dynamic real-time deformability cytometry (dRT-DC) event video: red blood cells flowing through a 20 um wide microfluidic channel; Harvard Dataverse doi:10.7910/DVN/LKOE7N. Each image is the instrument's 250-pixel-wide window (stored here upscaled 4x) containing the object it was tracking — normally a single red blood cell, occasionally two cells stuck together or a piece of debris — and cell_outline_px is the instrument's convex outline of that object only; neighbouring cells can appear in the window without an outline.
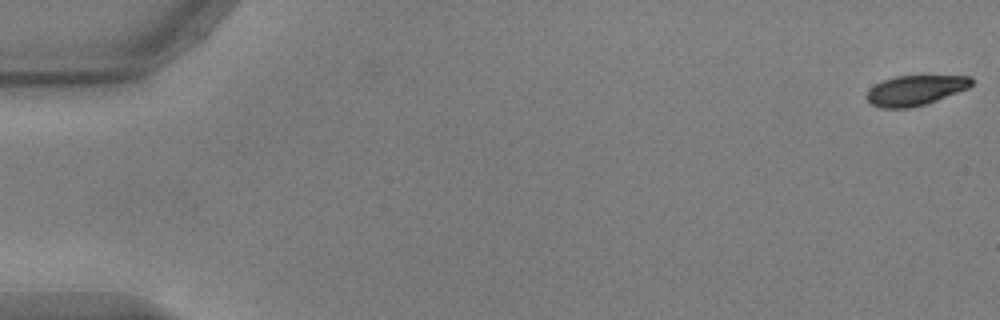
{"species": "common noctule bat (a hibernating species)", "species_latin": "Nyctalus noctula", "temperature_condition": "warm", "stored_images_in_passage": 55, "camera_frame_rate_fps": 3000, "um_per_image_px": 0.085, "animal": {"sex": "male", "body_mass_g": 17.9, "forearm_length_mm": 54.2}, "frame": {"image": 1, "passage_image": 1, "time_ms": 0.0, "image_size_px": [1000, 320], "cell_outline_px": [[972, 84], [968, 88], [936, 100], [912, 108], [880, 108], [872, 104], [868, 100], [868, 88], [884, 80], [896, 76], [972, 76]], "centroid_in_image_um": [77.79, 7.68], "position_along_channel_um": 7.2, "area_um2": 18.09}}
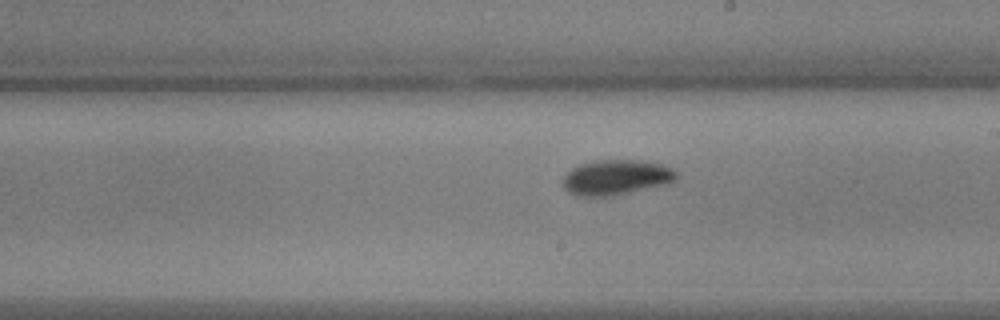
{"frame": {"image": 2, "passage_image": 32, "time_ms": 10.333, "image_size_px": [1000, 320], "cell_outline_px": [[676, 180], [668, 184], [632, 192], [612, 196], [576, 196], [568, 192], [560, 184], [560, 180], [572, 168], [580, 164], [596, 160], [636, 160], [660, 164], [672, 168], [676, 172]], "centroid_in_image_um": [52.33, 15.09], "position_along_channel_um": 236.7, "area_um2": 23.47}}
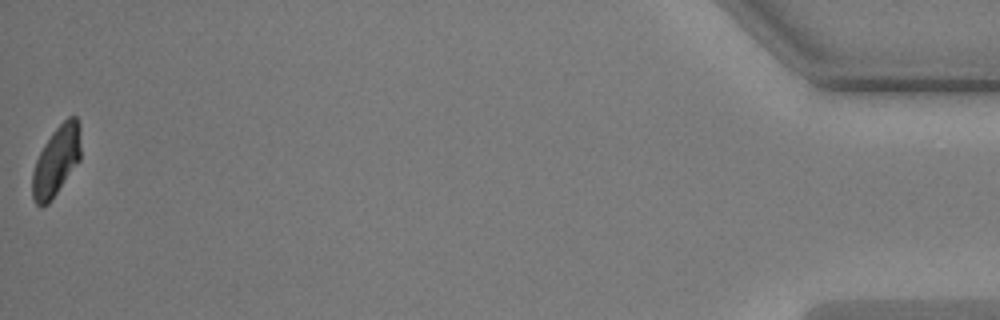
{"frame": {"image": 3, "passage_image": 55, "time_ms": 18.0, "image_size_px": [1000, 320], "cell_outline_px": [[80, 160], [52, 200], [48, 204], [40, 208], [32, 200], [32, 172], [36, 160], [44, 144], [52, 132], [68, 116], [76, 116], [80, 124]], "centroid_in_image_um": [4.78, 13.7], "position_along_channel_um": 430.4, "area_um2": 19.88}, "authors_computed_cell_mechanics": {"area_um2": 21.1548, "velocity_mm_per_s": 3.7139, "shape_relaxation_time_tau1_ms": 2.7926, "shape_relaxation_time_tau2_ms": 5.0456, "deformation_change_tau1": 0.1246, "deformation_change_tau2": 0.0583}}